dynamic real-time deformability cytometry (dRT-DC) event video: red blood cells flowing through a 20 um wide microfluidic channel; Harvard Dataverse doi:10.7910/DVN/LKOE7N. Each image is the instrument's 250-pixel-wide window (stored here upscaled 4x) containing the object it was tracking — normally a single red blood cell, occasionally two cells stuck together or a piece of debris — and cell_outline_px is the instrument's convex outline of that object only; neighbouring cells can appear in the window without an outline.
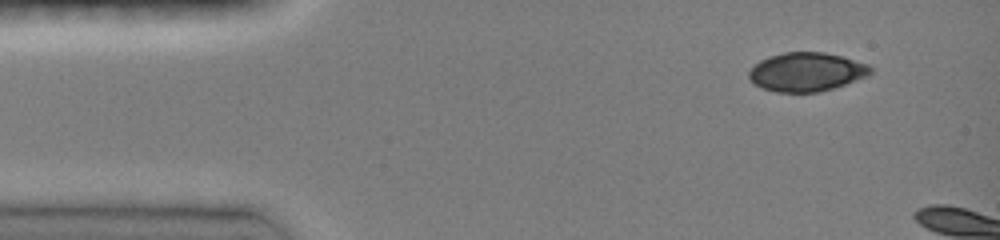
{"species": "common noctule bat (a hibernating species)", "species_latin": "Nyctalus noctula", "temperature_condition": "room temperature", "stored_images_in_passage": 4, "camera_frame_rate_fps": 3000, "um_per_image_px": 0.085, "animal": {"sex": "female", "body_mass_g": 19.0, "forearm_length_mm": 51.5}, "frame": {"image": 1, "passage_image": 1, "time_ms": 0.0, "image_size_px": [1000, 240], "cell_outline_px": [[872, 72], [868, 76], [832, 88], [816, 92], [776, 92], [764, 88], [756, 84], [748, 76], [748, 72], [760, 60], [768, 56], [784, 52], [824, 52], [840, 56], [868, 64], [872, 68]], "centroid_in_image_um": [68.55, 6.1], "position_along_channel_um": 16.4, "area_um2": 27.22}}